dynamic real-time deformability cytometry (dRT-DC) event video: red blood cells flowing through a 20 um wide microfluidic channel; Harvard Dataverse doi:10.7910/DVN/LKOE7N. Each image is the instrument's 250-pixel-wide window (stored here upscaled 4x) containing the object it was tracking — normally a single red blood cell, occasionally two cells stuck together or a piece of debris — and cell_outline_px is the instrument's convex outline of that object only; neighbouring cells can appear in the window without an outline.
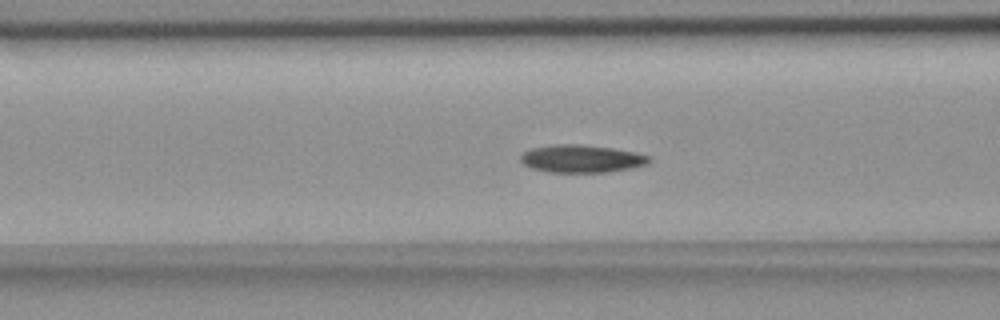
{"species": "common noctule bat (a hibernating species)", "species_latin": "Nyctalus noctula", "temperature_condition": "room temperature", "stored_images_in_passage": 56, "camera_frame_rate_fps": 3000, "um_per_image_px": 0.085, "animal": {"sex": "female", "body_mass_g": 18.4}, "frame": {"image": 1, "passage_image": 21, "time_ms": 6.667, "image_size_px": [1000, 320], "cell_outline_px": [[652, 160], [648, 164], [632, 168], [608, 172], [548, 172], [532, 168], [524, 164], [520, 160], [520, 156], [528, 148], [556, 144], [580, 144], [612, 148], [636, 152], [652, 156]], "centroid_in_image_um": [49.46, 13.48], "position_along_channel_um": 117.1, "area_um2": 20.98}}
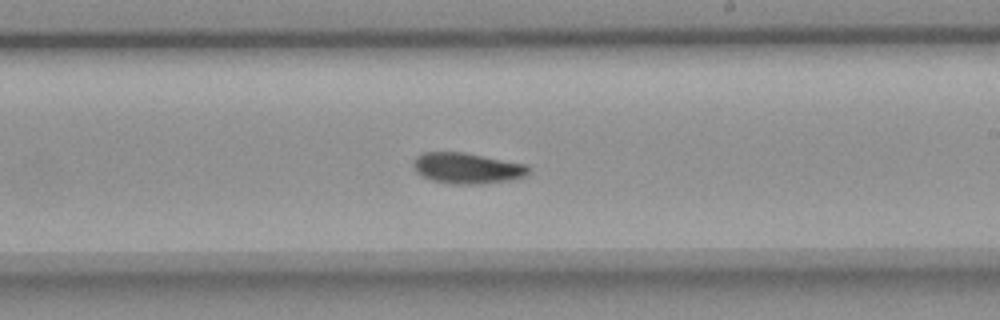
{"frame": {"image": 2, "passage_image": 32, "time_ms": 10.333, "image_size_px": [1000, 320], "cell_outline_px": [[532, 172], [524, 176], [512, 180], [484, 184], [448, 184], [432, 180], [416, 172], [412, 164], [416, 156], [424, 152], [464, 152], [528, 164], [532, 168]], "centroid_in_image_um": [39.76, 14.3], "position_along_channel_um": 249.2, "area_um2": 21.1}}
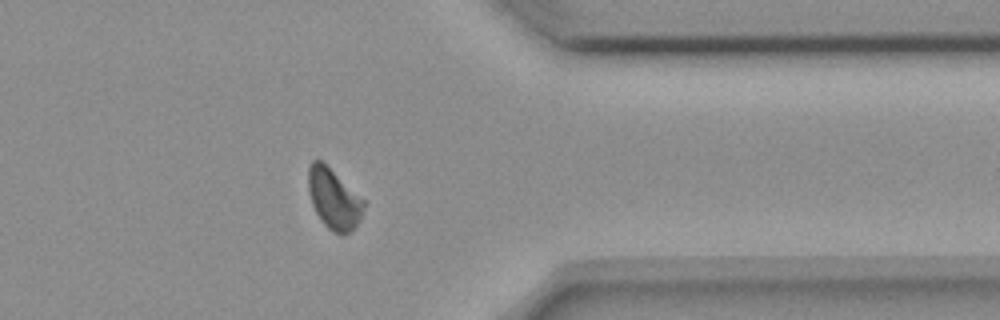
{"frame": {"image": 3, "passage_image": 44, "time_ms": 14.333, "image_size_px": [1000, 320], "cell_outline_px": [[364, 208], [360, 220], [344, 236], [332, 232], [320, 220], [312, 204], [308, 192], [308, 168], [312, 160], [320, 160], [364, 200]], "centroid_in_image_um": [28.34, 16.93], "position_along_channel_um": 383.1, "area_um2": 19.19}}